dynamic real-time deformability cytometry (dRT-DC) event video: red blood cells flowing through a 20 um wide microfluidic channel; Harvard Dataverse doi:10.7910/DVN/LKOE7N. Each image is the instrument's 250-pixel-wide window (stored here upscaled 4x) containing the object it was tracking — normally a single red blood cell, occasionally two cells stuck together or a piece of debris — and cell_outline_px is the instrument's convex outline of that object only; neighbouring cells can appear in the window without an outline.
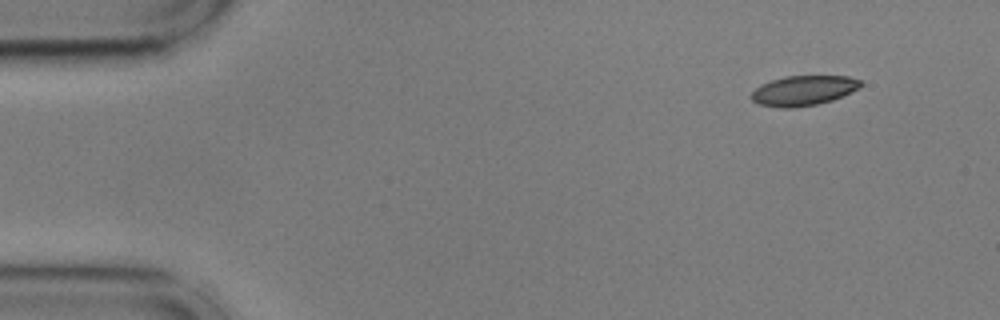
{"species": "common noctule bat (a hibernating species)", "species_latin": "Nyctalus noctula", "temperature_condition": "cold", "stored_images_in_passage": 12, "camera_frame_rate_fps": 3000, "um_per_image_px": 0.085, "animal": {"sex": "male", "body_mass_g": 17.9, "forearm_length_mm": 54.2}, "frame": {"image": 1, "passage_image": 1, "time_ms": 0.0, "image_size_px": [1000, 320], "cell_outline_px": [[864, 84], [860, 88], [832, 100], [816, 104], [792, 108], [780, 108], [760, 104], [752, 100], [752, 92], [760, 84], [784, 76], [848, 76], [860, 80]], "centroid_in_image_um": [68.31, 7.69], "position_along_channel_um": 16.7, "area_um2": 19.02}}
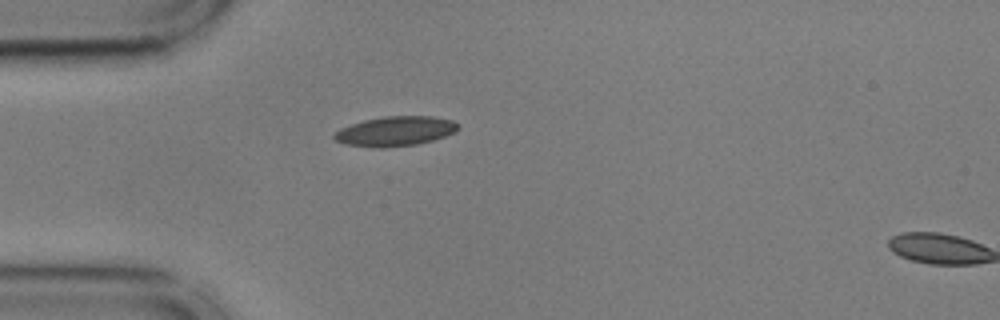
{"frame": {"image": 2, "passage_image": 11, "time_ms": 3.333, "image_size_px": [1000, 320], "cell_outline_px": [[460, 128], [456, 132], [432, 140], [416, 144], [384, 148], [372, 148], [344, 144], [336, 140], [332, 136], [340, 128], [364, 120], [384, 116], [432, 116], [452, 120]], "centroid_in_image_um": [33.58, 11.16], "position_along_channel_um": 51.4, "area_um2": 21.44}}